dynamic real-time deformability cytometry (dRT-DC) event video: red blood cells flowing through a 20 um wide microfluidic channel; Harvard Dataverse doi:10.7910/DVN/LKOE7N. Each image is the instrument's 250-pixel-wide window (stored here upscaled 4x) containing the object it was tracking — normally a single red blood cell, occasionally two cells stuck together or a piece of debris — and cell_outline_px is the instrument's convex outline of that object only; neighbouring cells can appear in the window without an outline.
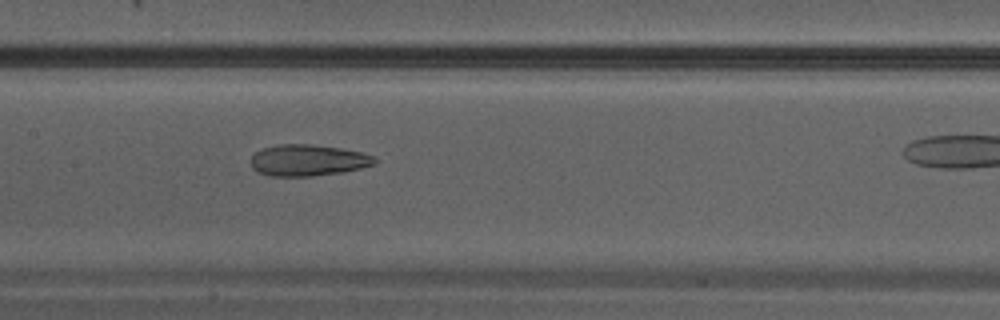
{"species": "Egyptian fruit bat (a non-hibernating species)", "species_latin": "Rousettus aegyptiacus", "temperature_condition": "warm", "stored_images_in_passage": 8, "camera_frame_rate_fps": 3000, "um_per_image_px": 0.085, "animal": {"sex": "male"}, "frame": {"image": 1, "passage_image": 7, "time_ms": 2.0, "image_size_px": [1000, 320], "cell_outline_px": [[376, 164], [344, 172], [312, 176], [268, 176], [256, 172], [252, 168], [252, 156], [256, 152], [264, 148], [280, 144], [312, 144], [340, 148], [360, 152], [372, 156], [376, 160]], "centroid_in_image_um": [26.16, 13.63], "position_along_channel_um": 181.2, "area_um2": 22.6}}